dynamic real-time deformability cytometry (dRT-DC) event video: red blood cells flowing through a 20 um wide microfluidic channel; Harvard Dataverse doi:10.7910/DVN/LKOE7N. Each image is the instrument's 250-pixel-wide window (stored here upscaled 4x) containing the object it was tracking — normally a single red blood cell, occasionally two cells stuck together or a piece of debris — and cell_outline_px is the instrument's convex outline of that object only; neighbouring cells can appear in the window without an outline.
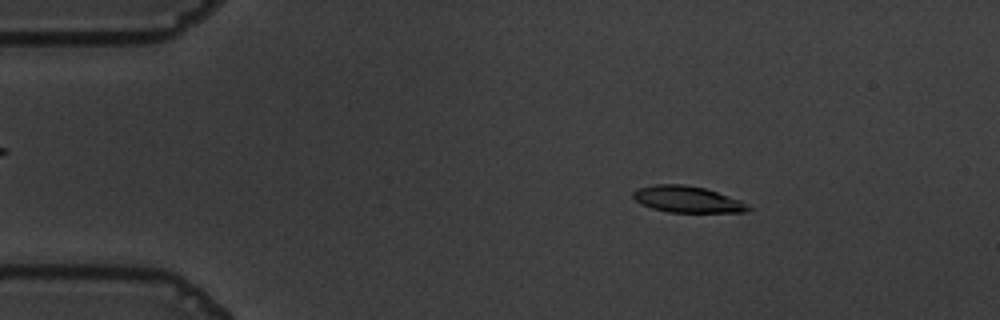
{"species": "common noctule bat (a hibernating species)", "species_latin": "Nyctalus noctula", "temperature_condition": "warm", "stored_images_in_passage": 56, "camera_frame_rate_fps": 3000, "um_per_image_px": 0.085, "animal": {"sex": "male", "body_mass_g": 19.5, "forearm_length_mm": 54.6}, "frame": {"image": 1, "passage_image": 9, "time_ms": 2.667, "image_size_px": [1000, 320], "cell_outline_px": [[752, 208], [744, 212], [668, 212], [652, 208], [640, 204], [632, 196], [632, 192], [636, 188], [656, 184], [684, 184], [704, 188], [740, 200]], "centroid_in_image_um": [58.37, 16.94], "position_along_channel_um": 26.6, "area_um2": 17.63}}
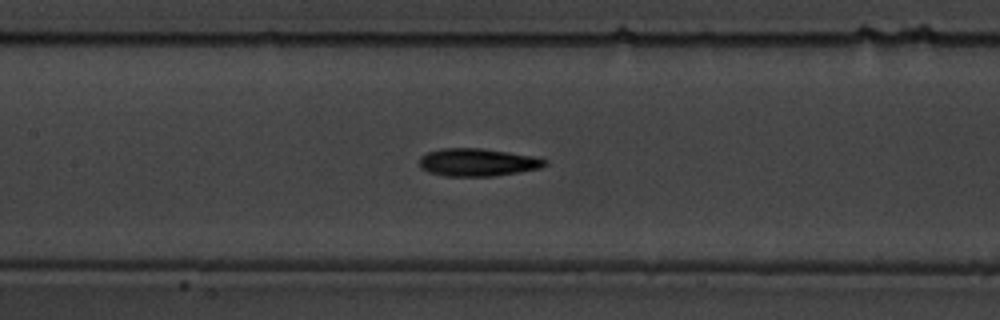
{"frame": {"image": 2, "passage_image": 26, "time_ms": 8.333, "image_size_px": [1000, 320], "cell_outline_px": [[548, 164], [540, 168], [492, 176], [444, 176], [428, 172], [420, 168], [420, 156], [428, 152], [440, 148], [480, 148], [508, 152], [532, 156], [548, 160]], "centroid_in_image_um": [40.56, 13.79], "position_along_channel_um": 166.8, "area_um2": 20.23}}
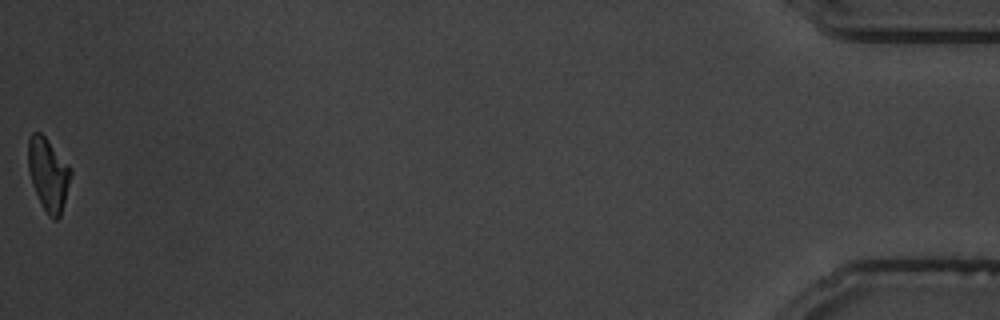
{"frame": {"image": 3, "passage_image": 56, "time_ms": 18.333, "image_size_px": [1000, 320], "cell_outline_px": [[72, 176], [60, 216], [56, 220], [52, 220], [48, 216], [32, 184], [28, 168], [28, 140], [32, 132], [40, 132], [44, 136], [72, 168]], "centroid_in_image_um": [4.12, 14.81], "position_along_channel_um": 431.1, "area_um2": 17.98}, "authors_computed_cell_mechanics": {"area_um2": 19.363, "velocity_mm_per_s": 3.6149, "shape_relaxation_time_tau1_ms": 5.0513, "shape_relaxation_time_tau2_ms": null, "deformation_change_tau1": 0.1871, "deformation_change_tau2": null}}